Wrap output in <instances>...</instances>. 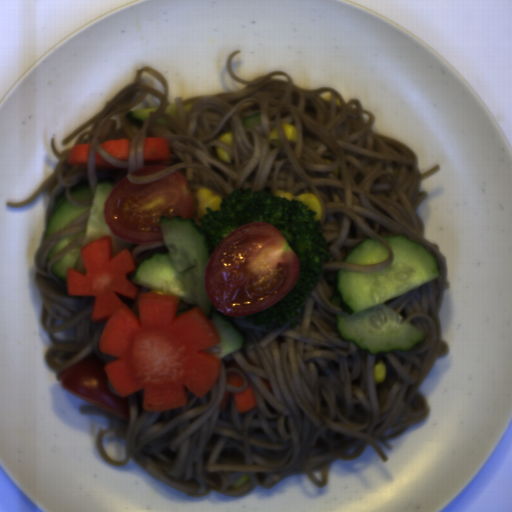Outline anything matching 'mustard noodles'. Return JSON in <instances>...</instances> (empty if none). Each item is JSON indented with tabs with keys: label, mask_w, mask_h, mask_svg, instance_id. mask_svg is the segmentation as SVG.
Masks as SVG:
<instances>
[{
	"label": "mustard noodles",
	"mask_w": 512,
	"mask_h": 512,
	"mask_svg": "<svg viewBox=\"0 0 512 512\" xmlns=\"http://www.w3.org/2000/svg\"><path fill=\"white\" fill-rule=\"evenodd\" d=\"M240 52L235 49L228 55L226 69L234 82L244 86L187 99L177 96L178 120L165 112L170 104L167 78L149 66L138 68L129 86L62 139L65 145L79 134L73 147L90 144L87 168L70 166L72 148L59 153L53 136L50 150L58 162L52 174L23 202L6 204L19 209L31 205L42 192L50 196L32 259L41 296V330L51 341L43 359L60 381L72 365L98 362L106 367L116 357L100 350L106 318L91 317L95 298L69 294L66 274L56 277L52 273L60 257L88 243L75 238L45 263L54 243L83 233L91 209L43 239L58 201L89 207L102 182L118 183L128 176L132 183L142 185L178 172L191 185V219L202 230L200 220L206 214L198 206L200 187L208 188L221 201L243 188L319 198L322 217L318 223L328 257L293 323L259 327L251 325L245 315H232L244 338L241 348L221 359L216 381L205 396L200 398L185 389L182 407L147 411L144 392L118 394L110 380L111 391L129 410L128 420L117 419L91 403L79 407L81 415L105 419L95 441L100 457L110 466L132 461L162 484L199 498L211 492L235 497L257 487L269 490L287 476L298 474H305L317 489H326L331 462L357 459L366 446L388 462L384 448L391 452L393 439L429 418L430 405L420 388L449 346L439 322L440 305L449 286L447 262L440 246L423 237L418 213L429 195L419 187L438 173L441 165L421 173L417 153L398 138L375 133L374 112L364 109L359 99L345 100L329 87L302 89L294 85L287 71L241 79L233 70V58ZM145 71L162 82L165 95L141 82ZM276 74L286 75L288 81L275 80L272 76ZM327 93L332 95L330 103L321 98ZM156 106L141 128L125 117L131 110ZM259 112L262 125L244 129V119ZM159 116L168 119L167 128L155 122ZM282 123L295 126L297 144L287 141ZM273 127L280 135L277 147L268 141ZM228 131L234 134L233 146L218 141ZM145 136L166 137L171 158L143 159ZM108 139L129 140V158L120 160L105 153L100 143ZM217 146L232 155L231 165L216 157ZM95 150L120 169H96ZM148 163L168 166L151 175L131 174ZM84 179L89 182L91 198L75 200L70 189ZM398 232L430 246L442 262L441 274L434 282L385 303L424 332L426 337L418 348L369 355L333 329L336 314H349L337 299L333 273L336 269L379 272L390 267L392 249L382 236ZM367 235L386 247L387 260L370 266L340 260L354 242ZM70 328H74L72 341L63 343L55 338V332ZM380 360L386 378L375 382L372 368ZM230 371L243 376L241 387L226 382ZM248 384L257 404L248 412L237 413L233 392H242ZM225 389L231 392V407L220 411ZM108 431L124 437L125 460L107 457L101 444ZM313 470H321L324 483L316 481ZM245 474L248 481L232 487Z\"/></svg>",
	"instance_id": "1"
},
{
	"label": "mustard noodles",
	"mask_w": 512,
	"mask_h": 512,
	"mask_svg": "<svg viewBox=\"0 0 512 512\" xmlns=\"http://www.w3.org/2000/svg\"><path fill=\"white\" fill-rule=\"evenodd\" d=\"M196 308H198L196 305H189L179 298V300L177 302V306H176L175 315L178 317V316L186 314Z\"/></svg>",
	"instance_id": "4"
},
{
	"label": "mustard noodles",
	"mask_w": 512,
	"mask_h": 512,
	"mask_svg": "<svg viewBox=\"0 0 512 512\" xmlns=\"http://www.w3.org/2000/svg\"><path fill=\"white\" fill-rule=\"evenodd\" d=\"M74 270H76V271H78L80 273H83V274L86 273L83 257H82L80 252H79L78 263H77V266H76V268Z\"/></svg>",
	"instance_id": "5"
},
{
	"label": "mustard noodles",
	"mask_w": 512,
	"mask_h": 512,
	"mask_svg": "<svg viewBox=\"0 0 512 512\" xmlns=\"http://www.w3.org/2000/svg\"><path fill=\"white\" fill-rule=\"evenodd\" d=\"M163 245V239L160 243H153V244H134L131 243L130 248H126L133 256L136 268L142 258V256L149 250L157 249L159 247H162Z\"/></svg>",
	"instance_id": "2"
},
{
	"label": "mustard noodles",
	"mask_w": 512,
	"mask_h": 512,
	"mask_svg": "<svg viewBox=\"0 0 512 512\" xmlns=\"http://www.w3.org/2000/svg\"><path fill=\"white\" fill-rule=\"evenodd\" d=\"M136 284V283H135ZM137 286V293L131 298H125L123 296H120L116 294L117 298L122 300L128 307L129 311L134 315V317L138 320L139 319V306H138V296L140 293L149 292L152 290L147 289L141 284H136Z\"/></svg>",
	"instance_id": "3"
}]
</instances>
